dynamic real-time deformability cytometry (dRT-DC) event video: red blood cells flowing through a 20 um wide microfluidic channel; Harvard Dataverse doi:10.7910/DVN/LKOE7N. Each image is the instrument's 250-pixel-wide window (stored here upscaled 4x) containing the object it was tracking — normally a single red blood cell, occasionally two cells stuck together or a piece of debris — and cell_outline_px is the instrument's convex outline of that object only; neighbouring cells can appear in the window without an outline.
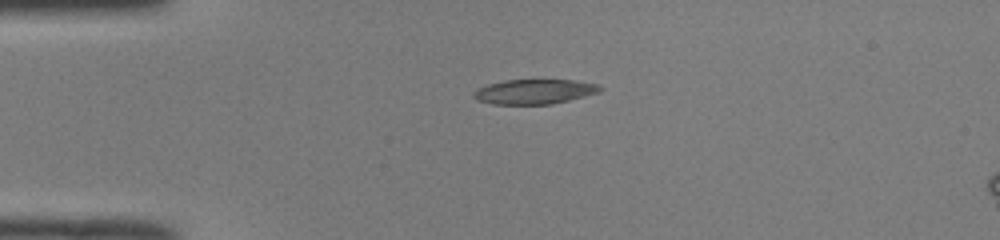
{"species": "common noctule bat (a hibernating species)", "species_latin": "Nyctalus noctula", "temperature_condition": "room temperature", "stored_images_in_passage": 32, "camera_frame_rate_fps": 3000, "um_per_image_px": 0.085, "animal": {"sex": "male", "body_mass_g": 19.0, "forearm_length_mm": 50.8}, "frame": {"image": 1, "passage_image": 1, "time_ms": 0.0, "image_size_px": [1000, 240], "cell_outline_px": [[604, 88], [600, 92], [552, 104], [492, 104], [476, 100], [472, 96], [472, 92], [488, 84], [504, 80], [572, 80], [596, 84]], "centroid_in_image_um": [45.4, 7.79], "position_along_channel_um": 39.6, "area_um2": 18.15}}
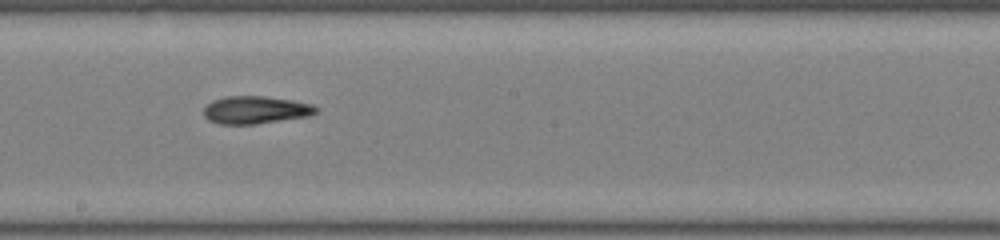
{"frame": {"image": 2, "passage_image": 17, "time_ms": 5.333, "image_size_px": [1000, 240], "cell_outline_px": [[320, 108], [316, 112], [308, 116], [256, 124], [220, 124], [208, 120], [204, 116], [204, 108], [212, 100], [228, 96], [264, 96], [292, 100], [312, 104]], "centroid_in_image_um": [21.72, 9.34], "position_along_channel_um": 226.5, "area_um2": 18.09}}
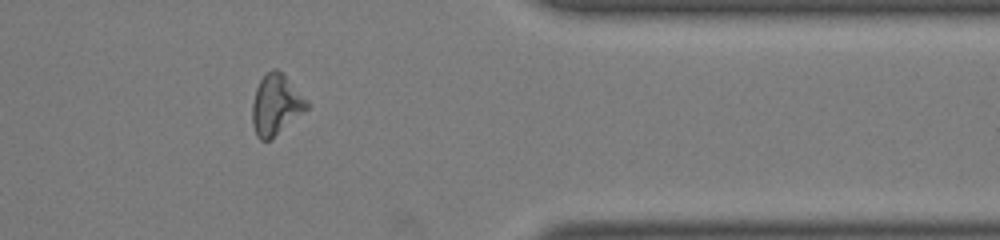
{"frame": {"image": 3, "passage_image": 30, "time_ms": 9.667, "image_size_px": [1000, 240], "cell_outline_px": [[308, 108], [272, 140], [260, 140], [256, 136], [252, 124], [252, 104], [256, 88], [260, 80], [272, 68], [276, 68], [308, 100]], "centroid_in_image_um": [23.44, 8.95], "position_along_channel_um": 388.0, "area_um2": 19.13}, "authors_computed_cell_mechanics": {"area_um2": 18.4093, "velocity_mm_per_s": 4.0834, "shape_relaxation_time_tau1_ms": 7.7596, "shape_relaxation_time_tau2_ms": 6.8484, "deformation_change_tau1": 0.1832, "deformation_change_tau2": 0.1982}}